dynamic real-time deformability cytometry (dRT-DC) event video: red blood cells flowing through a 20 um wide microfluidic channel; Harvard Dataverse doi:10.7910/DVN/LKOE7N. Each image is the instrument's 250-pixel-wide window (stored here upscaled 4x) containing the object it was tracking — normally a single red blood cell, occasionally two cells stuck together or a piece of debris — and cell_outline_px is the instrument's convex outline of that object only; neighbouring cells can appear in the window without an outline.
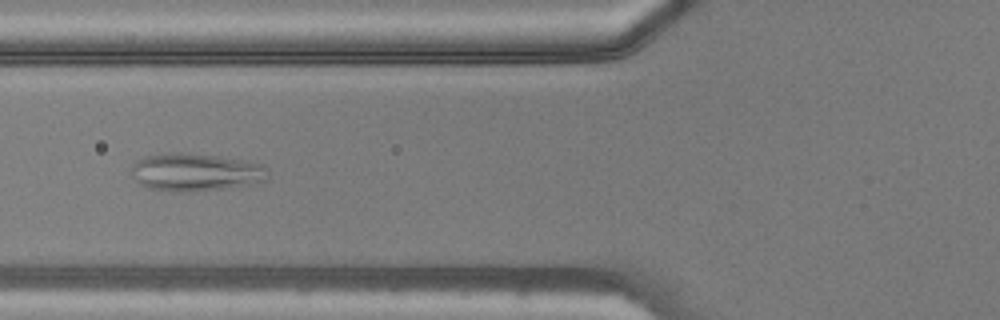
{"species": "common noctule bat (a hibernating species)", "species_latin": "Nyctalus noctula", "temperature_condition": "warm", "stored_images_in_passage": 47, "camera_frame_rate_fps": 3000, "um_per_image_px": 0.085, "animal": {"sex": "male", "body_mass_g": 20.5, "forearm_length_mm": 52.5}, "frame": {"image": 1, "passage_image": 19, "time_ms": 6.0, "image_size_px": [1000, 320], "cell_outline_px": [[268, 180], [248, 184], [220, 188], [188, 192], [172, 192], [148, 188], [140, 184], [132, 176], [132, 164], [136, 160], [144, 156], [172, 152], [188, 152], [216, 156], [264, 164], [268, 168]], "centroid_in_image_um": [16.59, 14.62], "position_along_channel_um": 109.2, "area_um2": 30.17}}
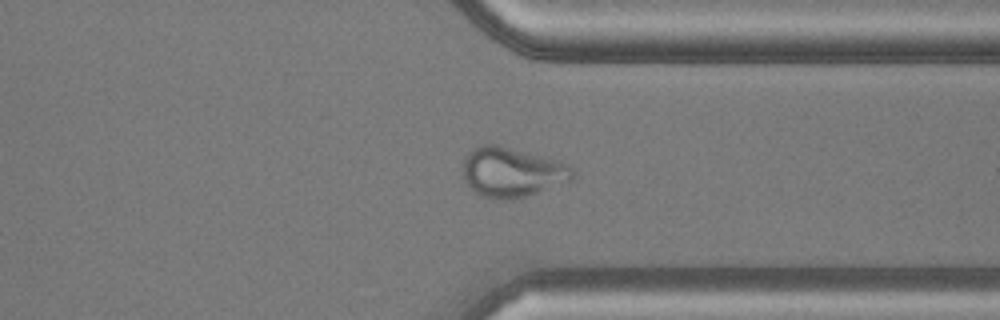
{"frame": {"image": 2, "passage_image": 37, "time_ms": 12.0, "image_size_px": [1000, 320], "cell_outline_px": [[572, 180], [524, 196], [508, 200], [496, 200], [484, 196], [476, 192], [468, 184], [464, 176], [464, 156], [472, 148], [480, 144], [496, 144], [560, 160], [568, 164], [572, 168]], "centroid_in_image_um": [43.5, 14.61], "position_along_channel_um": 367.9, "area_um2": 31.56}}
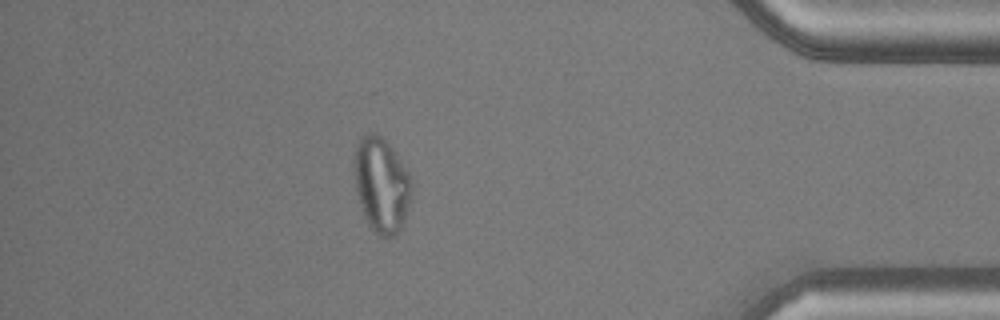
{"frame": {"image": 3, "passage_image": 42, "time_ms": 13.667, "image_size_px": [1000, 320], "cell_outline_px": [[412, 200], [404, 220], [400, 228], [392, 236], [380, 236], [372, 232], [360, 208], [356, 192], [352, 164], [352, 160], [356, 144], [360, 136], [368, 132], [376, 132], [392, 148], [408, 172], [412, 188]], "centroid_in_image_um": [32.38, 15.69], "position_along_channel_um": 402.8, "area_um2": 32.31}}